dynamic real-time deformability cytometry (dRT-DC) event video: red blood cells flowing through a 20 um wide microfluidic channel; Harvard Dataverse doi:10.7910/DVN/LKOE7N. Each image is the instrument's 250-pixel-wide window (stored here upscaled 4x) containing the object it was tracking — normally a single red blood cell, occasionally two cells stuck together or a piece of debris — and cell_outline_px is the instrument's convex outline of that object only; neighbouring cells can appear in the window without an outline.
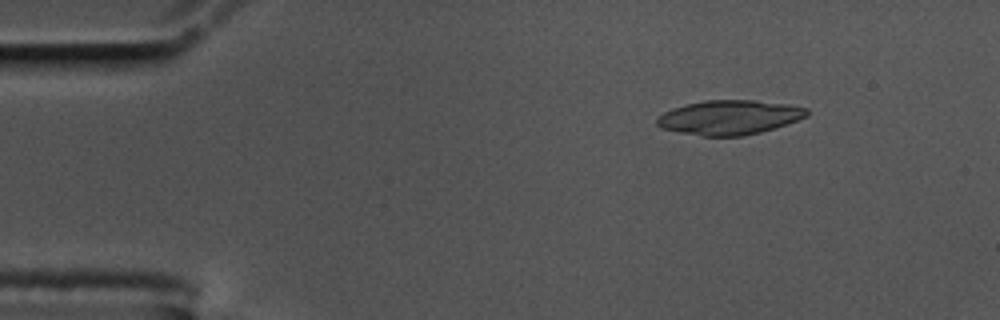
{"species": "common noctule bat (a hibernating species)", "species_latin": "Nyctalus noctula", "temperature_condition": "cold", "stored_images_in_passage": 51, "camera_frame_rate_fps": 3000, "um_per_image_px": 0.085, "animal": {"sex": "male", "body_mass_g": 17.5, "forearm_length_mm": 52.3}, "frame": {"image": 1, "passage_image": 2, "time_ms": 0.333, "image_size_px": [1000, 320], "cell_outline_px": [[808, 116], [776, 128], [744, 136], [700, 136], [660, 128], [656, 124], [656, 120], [664, 112], [672, 108], [684, 104], [704, 100], [756, 100], [788, 104], [808, 108]], "centroid_in_image_um": [62.0, 9.97], "position_along_channel_um": 23.0, "area_um2": 30.29}}